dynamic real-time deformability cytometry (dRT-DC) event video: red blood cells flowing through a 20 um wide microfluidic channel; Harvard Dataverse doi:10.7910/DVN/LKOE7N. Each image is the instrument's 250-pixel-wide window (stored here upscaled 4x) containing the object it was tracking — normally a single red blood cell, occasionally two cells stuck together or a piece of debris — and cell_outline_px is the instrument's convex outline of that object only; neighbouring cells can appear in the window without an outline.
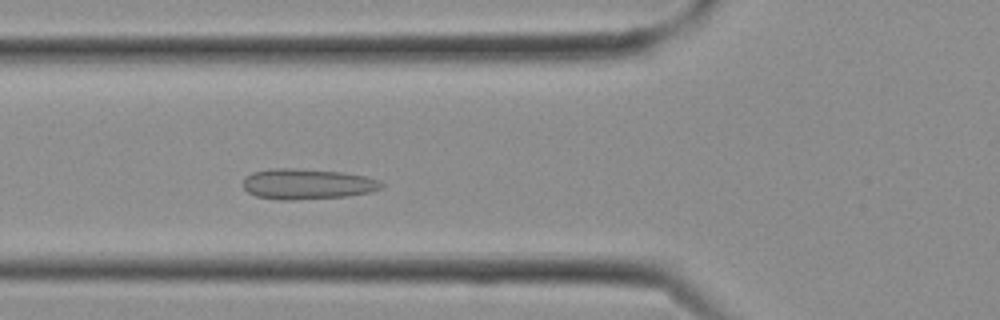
{"species": "Egyptian fruit bat (a non-hibernating species)", "species_latin": "Rousettus aegyptiacus", "temperature_condition": "cold", "stored_images_in_passage": 9, "camera_frame_rate_fps": 3000, "um_per_image_px": 0.085, "frame": {"image": 1, "passage_image": 9, "time_ms": 2.667, "image_size_px": [1000, 320], "cell_outline_px": [[384, 188], [372, 192], [348, 196], [292, 200], [280, 200], [256, 196], [248, 192], [244, 188], [244, 176], [252, 172], [268, 168], [296, 168], [344, 172], [368, 176], [380, 180], [384, 184]], "centroid_in_image_um": [26.16, 15.63], "position_along_channel_um": 99.6, "area_um2": 25.09}}